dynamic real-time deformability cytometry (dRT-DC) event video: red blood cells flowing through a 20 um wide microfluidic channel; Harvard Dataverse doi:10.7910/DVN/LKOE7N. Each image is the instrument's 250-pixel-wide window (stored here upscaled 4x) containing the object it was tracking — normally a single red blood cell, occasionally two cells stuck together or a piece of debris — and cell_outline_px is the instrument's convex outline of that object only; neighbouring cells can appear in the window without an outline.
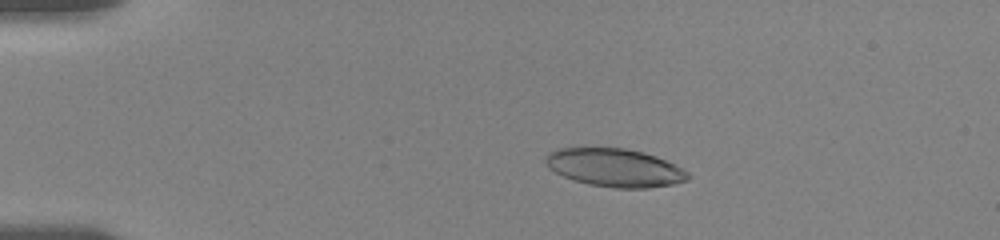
{"species": "human", "species_latin": "Homo sapiens", "temperature_condition": "room temperature", "stored_images_in_passage": 40, "camera_frame_rate_fps": 3000, "um_per_image_px": 0.085, "donor": {"sex": "female"}, "frame": {"image": 1, "passage_image": 6, "time_ms": 1.667, "image_size_px": [1000, 240], "cell_outline_px": [[692, 176], [688, 180], [672, 184], [648, 188], [616, 188], [588, 184], [564, 176], [548, 168], [544, 160], [544, 156], [548, 152], [560, 148], [624, 148], [644, 152], [656, 156], [688, 172]], "centroid_in_image_um": [52.24, 14.25], "position_along_channel_um": 32.8, "area_um2": 31.5}}
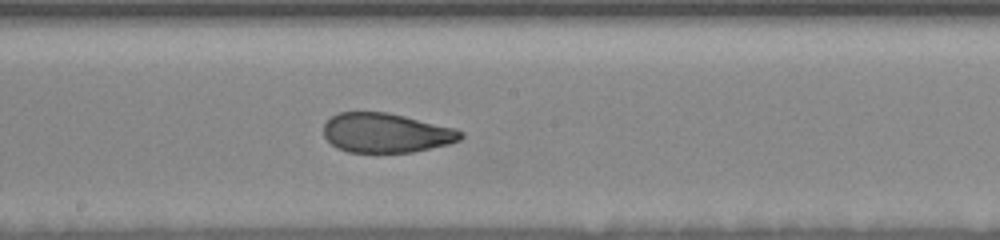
{"frame": {"image": 2, "passage_image": 23, "time_ms": 7.333, "image_size_px": [1000, 240], "cell_outline_px": [[464, 136], [460, 140], [448, 144], [412, 152], [348, 152], [336, 148], [324, 136], [324, 124], [332, 116], [340, 112], [388, 112], [456, 128], [464, 132]], "centroid_in_image_um": [32.83, 11.29], "position_along_channel_um": 215.4, "area_um2": 31.56}}
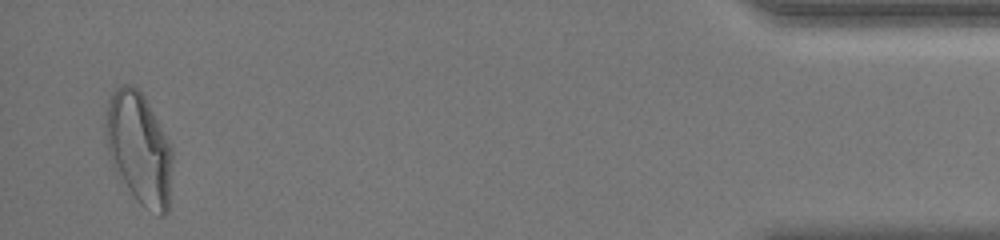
{"frame": {"image": 3, "passage_image": 40, "time_ms": 13.0, "image_size_px": [1000, 240], "cell_outline_px": [[172, 160], [168, 212], [164, 216], [160, 216], [144, 208], [136, 200], [112, 164], [108, 152], [108, 104], [112, 92], [116, 88], [124, 84], [132, 84], [140, 88], [168, 140], [172, 148]], "centroid_in_image_um": [11.87, 12.63], "position_along_channel_um": 423.3, "area_um2": 42.77}, "authors_computed_cell_mechanics": {"area_um2": 32.8304, "velocity_mm_per_s": 3.707, "shape_relaxation_time_tau1_ms": 4.8572, "shape_relaxation_time_tau2_ms": 0.958, "deformation_change_tau1": 0.1942, "deformation_change_tau2": 0.0684}}